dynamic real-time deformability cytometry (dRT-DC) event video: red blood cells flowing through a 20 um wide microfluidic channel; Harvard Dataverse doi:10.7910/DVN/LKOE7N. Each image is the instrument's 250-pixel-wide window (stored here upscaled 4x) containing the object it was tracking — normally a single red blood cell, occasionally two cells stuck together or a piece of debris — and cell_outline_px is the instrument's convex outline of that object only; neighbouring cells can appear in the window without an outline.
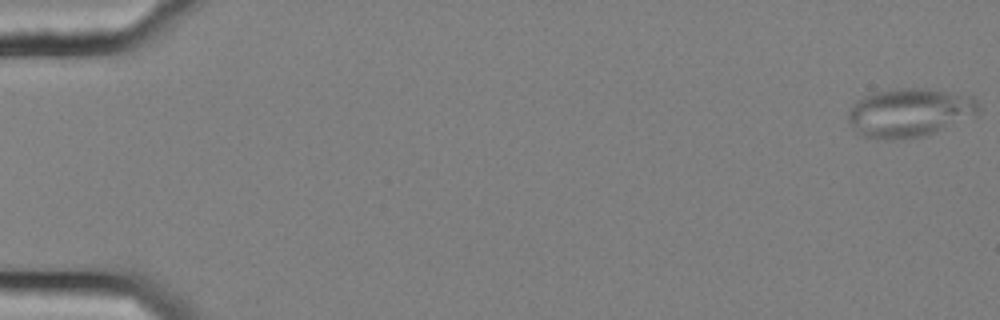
{"species": "common noctule bat (a hibernating species)", "species_latin": "Nyctalus noctula", "temperature_condition": "cold", "stored_images_in_passage": 56, "camera_frame_rate_fps": 3000, "um_per_image_px": 0.085, "animal": {"sex": "female", "body_mass_g": 25.1}, "frame": {"image": 1, "passage_image": 1, "time_ms": 0.0, "image_size_px": [1000, 320], "cell_outline_px": [[980, 108], [976, 112], [932, 132], [920, 136], [892, 140], [876, 140], [864, 136], [856, 132], [848, 120], [848, 112], [856, 100], [872, 92], [896, 88], [924, 88], [972, 96], [976, 100]], "centroid_in_image_um": [77.18, 9.55], "position_along_channel_um": 7.8, "area_um2": 36.3}}
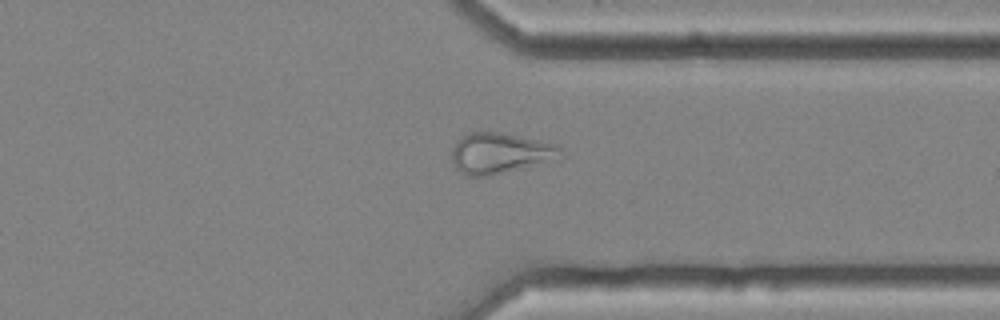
{"frame": {"image": 2, "passage_image": 44, "time_ms": 14.333, "image_size_px": [1000, 320], "cell_outline_px": [[564, 152], [560, 160], [488, 176], [468, 176], [456, 168], [452, 164], [452, 148], [468, 132], [504, 132], [560, 144], [564, 148]], "centroid_in_image_um": [42.63, 13.02], "position_along_channel_um": 368.8, "area_um2": 26.47}}
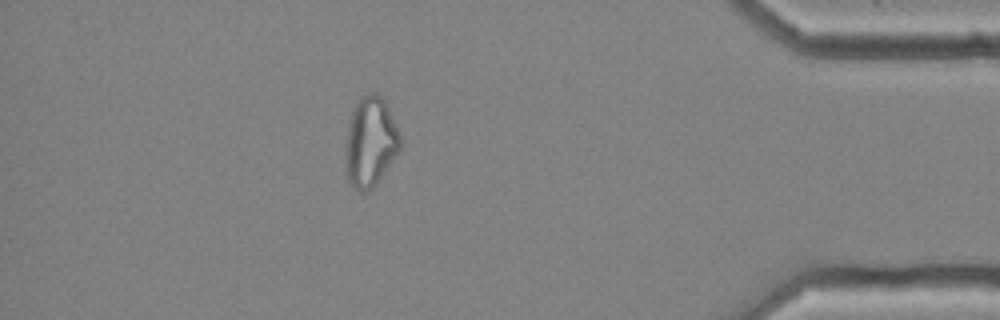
{"frame": {"image": 3, "passage_image": 50, "time_ms": 16.333, "image_size_px": [1000, 320], "cell_outline_px": [[400, 148], [384, 172], [372, 188], [368, 192], [360, 192], [352, 184], [348, 176], [344, 152], [344, 144], [352, 112], [356, 104], [364, 96], [372, 92], [376, 92], [384, 100], [388, 108], [400, 136]], "centroid_in_image_um": [31.46, 12.07], "position_along_channel_um": 403.7, "area_um2": 27.98}, "authors_computed_cell_mechanics": {"area_um2": 27.8885, "velocity_mm_per_s": 3.6437, "shape_relaxation_time_tau1_ms": null, "shape_relaxation_time_tau2_ms": 3.7146, "deformation_change_tau1": null, "deformation_change_tau2": 0.1193}}